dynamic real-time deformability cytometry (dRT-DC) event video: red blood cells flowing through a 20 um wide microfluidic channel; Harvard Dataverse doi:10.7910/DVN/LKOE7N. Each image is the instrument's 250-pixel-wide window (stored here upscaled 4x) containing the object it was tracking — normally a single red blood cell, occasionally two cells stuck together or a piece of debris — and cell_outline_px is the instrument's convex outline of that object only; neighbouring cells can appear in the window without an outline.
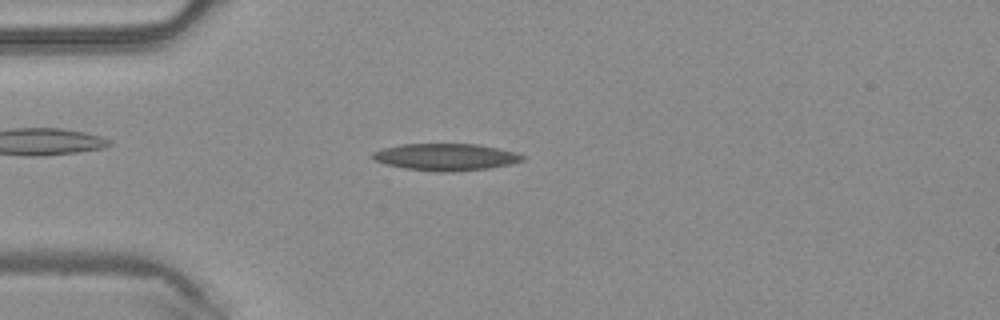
{"species": "common noctule bat (a hibernating species)", "species_latin": "Nyctalus noctula", "temperature_condition": "warm", "stored_images_in_passage": 48, "camera_frame_rate_fps": 3000, "um_per_image_px": 0.085, "animal": {"sex": "male", "body_mass_g": 20.4}, "frame": {"image": 1, "passage_image": 12, "time_ms": 3.667, "image_size_px": [1000, 320], "cell_outline_px": [[524, 160], [512, 164], [488, 168], [440, 172], [404, 168], [384, 164], [372, 160], [372, 152], [384, 148], [404, 144], [480, 144], [516, 152], [524, 156]], "centroid_in_image_um": [37.88, 13.34], "position_along_channel_um": 47.1, "area_um2": 23.47}}
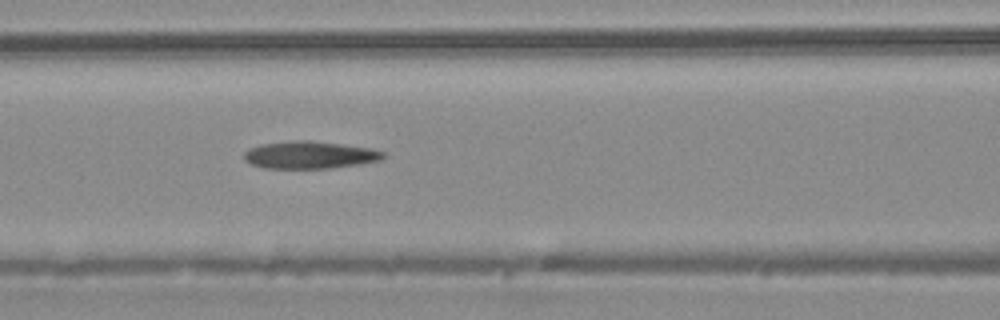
{"frame": {"image": 2, "passage_image": 20, "time_ms": 6.333, "image_size_px": [1000, 320], "cell_outline_px": [[388, 156], [384, 160], [360, 164], [332, 168], [264, 168], [252, 164], [244, 160], [244, 152], [248, 148], [260, 144], [292, 140], [308, 140], [372, 148], [384, 152]], "centroid_in_image_um": [26.36, 13.17], "position_along_channel_um": 140.2, "area_um2": 22.48}}
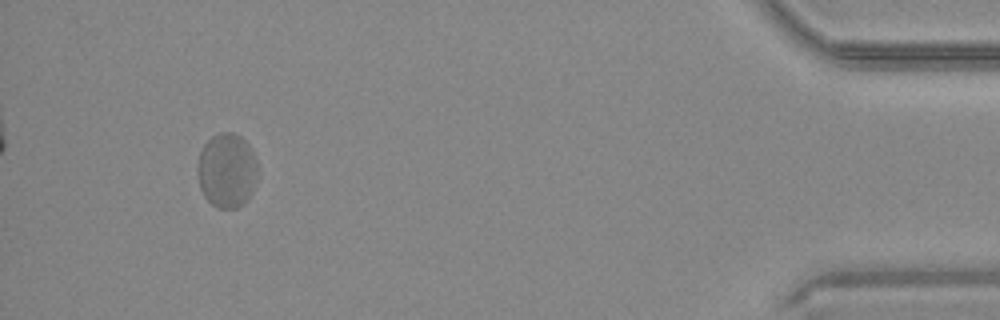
{"frame": {"image": 3, "passage_image": 45, "time_ms": 14.667, "image_size_px": [1000, 320], "cell_outline_px": [[256, 180], [252, 192], [248, 200], [244, 204], [236, 208], [216, 208], [204, 196], [200, 188], [196, 168], [200, 152], [204, 144], [212, 136], [220, 132], [232, 132], [240, 136], [248, 144], [256, 160]], "centroid_in_image_um": [19.26, 14.5], "position_along_channel_um": 415.9, "area_um2": 26.24}, "authors_computed_cell_mechanics": {"area_um2": 23.7558, "velocity_mm_per_s": 4.1252, "shape_relaxation_time_tau1_ms": null, "shape_relaxation_time_tau2_ms": 2.0516, "deformation_change_tau1": null, "deformation_change_tau2": 0.0582}}